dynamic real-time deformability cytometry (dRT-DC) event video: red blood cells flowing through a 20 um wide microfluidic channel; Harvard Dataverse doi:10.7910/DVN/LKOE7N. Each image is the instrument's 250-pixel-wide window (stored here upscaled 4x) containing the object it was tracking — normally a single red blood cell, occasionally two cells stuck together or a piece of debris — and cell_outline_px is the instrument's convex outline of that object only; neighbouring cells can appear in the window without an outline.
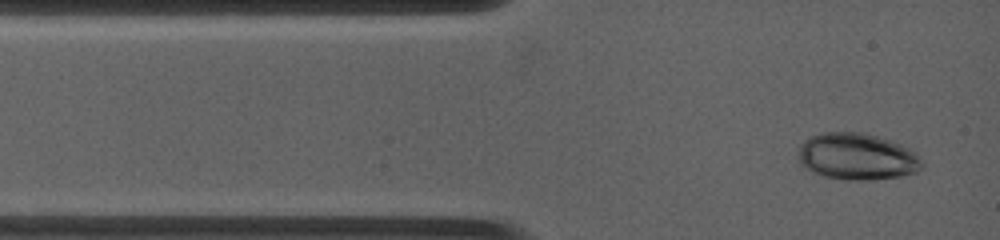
{"species": "common noctule bat (a hibernating species)", "species_latin": "Nyctalus noctula", "temperature_condition": "warm", "stored_images_in_passage": 4, "camera_frame_rate_fps": 4500, "um_per_image_px": 0.085, "animal": {"sex": "female", "body_mass_g": 19.0, "forearm_length_mm": 53.3}, "frame": {"image": 1, "passage_image": 1, "time_ms": 0.0, "image_size_px": [1000, 240], "cell_outline_px": [[924, 168], [916, 172], [900, 176], [868, 180], [844, 180], [824, 176], [812, 172], [800, 164], [796, 156], [800, 144], [808, 136], [824, 132], [860, 132], [892, 140], [916, 152], [920, 156], [924, 164]], "centroid_in_image_um": [72.83, 13.31], "position_along_channel_um": 12.2, "area_um2": 34.22}}
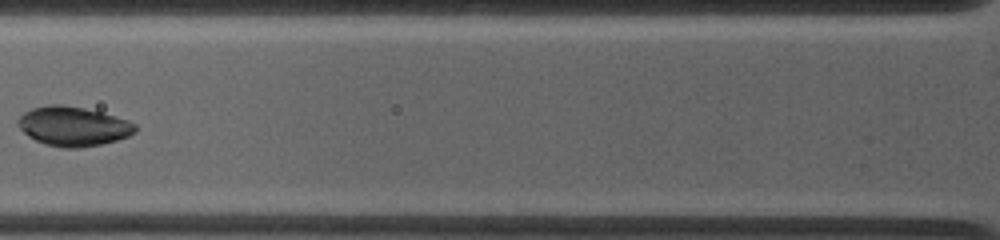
{"frame": {"image": 2, "passage_image": 4, "time_ms": 3.556, "image_size_px": [1000, 240], "cell_outline_px": [[136, 132], [128, 136], [116, 140], [100, 144], [80, 148], [60, 148], [44, 144], [28, 136], [16, 124], [16, 120], [24, 112], [32, 108], [48, 104], [64, 104], [84, 108], [116, 116], [128, 120], [136, 124]], "centroid_in_image_um": [6.2, 10.73], "position_along_channel_um": 119.6, "area_um2": 27.11}}